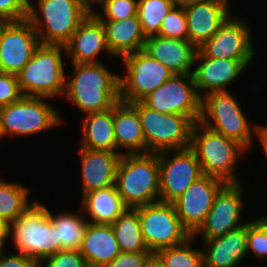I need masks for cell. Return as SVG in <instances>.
Segmentation results:
<instances>
[{
    "mask_svg": "<svg viewBox=\"0 0 267 267\" xmlns=\"http://www.w3.org/2000/svg\"><path fill=\"white\" fill-rule=\"evenodd\" d=\"M190 148L195 152L203 174L217 177L226 183H240L234 166L238 157L247 150L237 141L198 121L192 128Z\"/></svg>",
    "mask_w": 267,
    "mask_h": 267,
    "instance_id": "5b68a950",
    "label": "cell"
},
{
    "mask_svg": "<svg viewBox=\"0 0 267 267\" xmlns=\"http://www.w3.org/2000/svg\"><path fill=\"white\" fill-rule=\"evenodd\" d=\"M38 267H88V265L80 251L62 250L43 259Z\"/></svg>",
    "mask_w": 267,
    "mask_h": 267,
    "instance_id": "8d00e7d4",
    "label": "cell"
},
{
    "mask_svg": "<svg viewBox=\"0 0 267 267\" xmlns=\"http://www.w3.org/2000/svg\"><path fill=\"white\" fill-rule=\"evenodd\" d=\"M188 24V41L200 48L231 15L228 0H190L182 3Z\"/></svg>",
    "mask_w": 267,
    "mask_h": 267,
    "instance_id": "ac0fdd59",
    "label": "cell"
},
{
    "mask_svg": "<svg viewBox=\"0 0 267 267\" xmlns=\"http://www.w3.org/2000/svg\"><path fill=\"white\" fill-rule=\"evenodd\" d=\"M121 60L127 72L123 78H119L120 100L127 103L141 101L174 75L143 49Z\"/></svg>",
    "mask_w": 267,
    "mask_h": 267,
    "instance_id": "8fae6325",
    "label": "cell"
},
{
    "mask_svg": "<svg viewBox=\"0 0 267 267\" xmlns=\"http://www.w3.org/2000/svg\"><path fill=\"white\" fill-rule=\"evenodd\" d=\"M254 134H256L255 136H257V139L259 140L263 148V152L267 158V126L255 124Z\"/></svg>",
    "mask_w": 267,
    "mask_h": 267,
    "instance_id": "b9f144b4",
    "label": "cell"
},
{
    "mask_svg": "<svg viewBox=\"0 0 267 267\" xmlns=\"http://www.w3.org/2000/svg\"><path fill=\"white\" fill-rule=\"evenodd\" d=\"M192 238L178 246L162 249L155 255L165 267H204L203 250L192 249Z\"/></svg>",
    "mask_w": 267,
    "mask_h": 267,
    "instance_id": "d6a6232c",
    "label": "cell"
},
{
    "mask_svg": "<svg viewBox=\"0 0 267 267\" xmlns=\"http://www.w3.org/2000/svg\"><path fill=\"white\" fill-rule=\"evenodd\" d=\"M80 253L88 267H104L110 263L120 253L111 225L89 222Z\"/></svg>",
    "mask_w": 267,
    "mask_h": 267,
    "instance_id": "484cf974",
    "label": "cell"
},
{
    "mask_svg": "<svg viewBox=\"0 0 267 267\" xmlns=\"http://www.w3.org/2000/svg\"><path fill=\"white\" fill-rule=\"evenodd\" d=\"M143 50L173 74H193L191 69L195 64L198 48L188 40L149 36Z\"/></svg>",
    "mask_w": 267,
    "mask_h": 267,
    "instance_id": "44dd1931",
    "label": "cell"
},
{
    "mask_svg": "<svg viewBox=\"0 0 267 267\" xmlns=\"http://www.w3.org/2000/svg\"><path fill=\"white\" fill-rule=\"evenodd\" d=\"M242 193L241 182L226 183L216 194L204 223L192 237L202 234L203 239H212L242 226Z\"/></svg>",
    "mask_w": 267,
    "mask_h": 267,
    "instance_id": "e0dca14e",
    "label": "cell"
},
{
    "mask_svg": "<svg viewBox=\"0 0 267 267\" xmlns=\"http://www.w3.org/2000/svg\"><path fill=\"white\" fill-rule=\"evenodd\" d=\"M83 193L115 184L116 170L123 153L80 148Z\"/></svg>",
    "mask_w": 267,
    "mask_h": 267,
    "instance_id": "7402d4cb",
    "label": "cell"
},
{
    "mask_svg": "<svg viewBox=\"0 0 267 267\" xmlns=\"http://www.w3.org/2000/svg\"><path fill=\"white\" fill-rule=\"evenodd\" d=\"M49 219L57 229L58 241L62 250L80 251L82 241L89 224L88 220L77 213L52 215L48 209ZM87 221V222H86Z\"/></svg>",
    "mask_w": 267,
    "mask_h": 267,
    "instance_id": "f546056e",
    "label": "cell"
},
{
    "mask_svg": "<svg viewBox=\"0 0 267 267\" xmlns=\"http://www.w3.org/2000/svg\"><path fill=\"white\" fill-rule=\"evenodd\" d=\"M136 108L146 143V153L180 150L191 145L194 122L185 115L167 114L146 107L141 101L131 102Z\"/></svg>",
    "mask_w": 267,
    "mask_h": 267,
    "instance_id": "52a82bcc",
    "label": "cell"
},
{
    "mask_svg": "<svg viewBox=\"0 0 267 267\" xmlns=\"http://www.w3.org/2000/svg\"><path fill=\"white\" fill-rule=\"evenodd\" d=\"M250 34L246 22L230 15L198 49L208 58L238 60L247 67L256 54Z\"/></svg>",
    "mask_w": 267,
    "mask_h": 267,
    "instance_id": "9a60e30c",
    "label": "cell"
},
{
    "mask_svg": "<svg viewBox=\"0 0 267 267\" xmlns=\"http://www.w3.org/2000/svg\"><path fill=\"white\" fill-rule=\"evenodd\" d=\"M3 246H4V245L0 242V254L3 253V252H2Z\"/></svg>",
    "mask_w": 267,
    "mask_h": 267,
    "instance_id": "c3c4849f",
    "label": "cell"
},
{
    "mask_svg": "<svg viewBox=\"0 0 267 267\" xmlns=\"http://www.w3.org/2000/svg\"><path fill=\"white\" fill-rule=\"evenodd\" d=\"M176 4V0H138L137 15L146 38L158 35L164 17Z\"/></svg>",
    "mask_w": 267,
    "mask_h": 267,
    "instance_id": "1f68e13d",
    "label": "cell"
},
{
    "mask_svg": "<svg viewBox=\"0 0 267 267\" xmlns=\"http://www.w3.org/2000/svg\"><path fill=\"white\" fill-rule=\"evenodd\" d=\"M65 47L66 55L71 56L73 64L100 63L96 56L101 51L112 55L107 45L104 26L92 11L81 22Z\"/></svg>",
    "mask_w": 267,
    "mask_h": 267,
    "instance_id": "d6986e66",
    "label": "cell"
},
{
    "mask_svg": "<svg viewBox=\"0 0 267 267\" xmlns=\"http://www.w3.org/2000/svg\"><path fill=\"white\" fill-rule=\"evenodd\" d=\"M175 151L170 159L168 150L159 152L160 202L173 203L203 175L200 162L190 147Z\"/></svg>",
    "mask_w": 267,
    "mask_h": 267,
    "instance_id": "4fadbf2b",
    "label": "cell"
},
{
    "mask_svg": "<svg viewBox=\"0 0 267 267\" xmlns=\"http://www.w3.org/2000/svg\"><path fill=\"white\" fill-rule=\"evenodd\" d=\"M152 255L151 252H120L104 267H145Z\"/></svg>",
    "mask_w": 267,
    "mask_h": 267,
    "instance_id": "ab89813d",
    "label": "cell"
},
{
    "mask_svg": "<svg viewBox=\"0 0 267 267\" xmlns=\"http://www.w3.org/2000/svg\"><path fill=\"white\" fill-rule=\"evenodd\" d=\"M258 220L265 226V228L267 229V217H259Z\"/></svg>",
    "mask_w": 267,
    "mask_h": 267,
    "instance_id": "f6af8a7d",
    "label": "cell"
},
{
    "mask_svg": "<svg viewBox=\"0 0 267 267\" xmlns=\"http://www.w3.org/2000/svg\"><path fill=\"white\" fill-rule=\"evenodd\" d=\"M81 147L118 152L114 133V106L103 112L86 114Z\"/></svg>",
    "mask_w": 267,
    "mask_h": 267,
    "instance_id": "83f0119b",
    "label": "cell"
},
{
    "mask_svg": "<svg viewBox=\"0 0 267 267\" xmlns=\"http://www.w3.org/2000/svg\"><path fill=\"white\" fill-rule=\"evenodd\" d=\"M22 96L17 75L0 72V108L8 106Z\"/></svg>",
    "mask_w": 267,
    "mask_h": 267,
    "instance_id": "74e56055",
    "label": "cell"
},
{
    "mask_svg": "<svg viewBox=\"0 0 267 267\" xmlns=\"http://www.w3.org/2000/svg\"><path fill=\"white\" fill-rule=\"evenodd\" d=\"M106 34L108 48L113 56L120 59L143 49L144 35L139 17L133 16L122 20H101Z\"/></svg>",
    "mask_w": 267,
    "mask_h": 267,
    "instance_id": "cb8c5ba5",
    "label": "cell"
},
{
    "mask_svg": "<svg viewBox=\"0 0 267 267\" xmlns=\"http://www.w3.org/2000/svg\"><path fill=\"white\" fill-rule=\"evenodd\" d=\"M62 52L63 45L41 44L27 65L18 73V82L23 96L45 97L64 95L66 76Z\"/></svg>",
    "mask_w": 267,
    "mask_h": 267,
    "instance_id": "8992f818",
    "label": "cell"
},
{
    "mask_svg": "<svg viewBox=\"0 0 267 267\" xmlns=\"http://www.w3.org/2000/svg\"><path fill=\"white\" fill-rule=\"evenodd\" d=\"M250 250L258 259L267 257V229L258 219L247 222V253Z\"/></svg>",
    "mask_w": 267,
    "mask_h": 267,
    "instance_id": "d590c367",
    "label": "cell"
},
{
    "mask_svg": "<svg viewBox=\"0 0 267 267\" xmlns=\"http://www.w3.org/2000/svg\"><path fill=\"white\" fill-rule=\"evenodd\" d=\"M201 61L193 70L195 86L199 95L212 92L228 91L226 88L245 70V66L238 60L215 59L206 57L199 49L195 56V64Z\"/></svg>",
    "mask_w": 267,
    "mask_h": 267,
    "instance_id": "ffe728a7",
    "label": "cell"
},
{
    "mask_svg": "<svg viewBox=\"0 0 267 267\" xmlns=\"http://www.w3.org/2000/svg\"><path fill=\"white\" fill-rule=\"evenodd\" d=\"M204 267H235L247 254V223L212 239H202Z\"/></svg>",
    "mask_w": 267,
    "mask_h": 267,
    "instance_id": "603a6c76",
    "label": "cell"
},
{
    "mask_svg": "<svg viewBox=\"0 0 267 267\" xmlns=\"http://www.w3.org/2000/svg\"><path fill=\"white\" fill-rule=\"evenodd\" d=\"M115 185L128 208L158 202L159 153L122 154Z\"/></svg>",
    "mask_w": 267,
    "mask_h": 267,
    "instance_id": "3957f363",
    "label": "cell"
},
{
    "mask_svg": "<svg viewBox=\"0 0 267 267\" xmlns=\"http://www.w3.org/2000/svg\"><path fill=\"white\" fill-rule=\"evenodd\" d=\"M36 2L39 14L32 3H29L28 20L43 45L65 46L93 8L84 0H37Z\"/></svg>",
    "mask_w": 267,
    "mask_h": 267,
    "instance_id": "7a4b0ae2",
    "label": "cell"
},
{
    "mask_svg": "<svg viewBox=\"0 0 267 267\" xmlns=\"http://www.w3.org/2000/svg\"><path fill=\"white\" fill-rule=\"evenodd\" d=\"M40 45L28 19L3 22L0 27V72L18 75Z\"/></svg>",
    "mask_w": 267,
    "mask_h": 267,
    "instance_id": "5bb4252c",
    "label": "cell"
},
{
    "mask_svg": "<svg viewBox=\"0 0 267 267\" xmlns=\"http://www.w3.org/2000/svg\"><path fill=\"white\" fill-rule=\"evenodd\" d=\"M145 267H165L161 260L153 254L147 261Z\"/></svg>",
    "mask_w": 267,
    "mask_h": 267,
    "instance_id": "ee69618b",
    "label": "cell"
},
{
    "mask_svg": "<svg viewBox=\"0 0 267 267\" xmlns=\"http://www.w3.org/2000/svg\"><path fill=\"white\" fill-rule=\"evenodd\" d=\"M111 227L120 252H150L141 232L139 207L127 208Z\"/></svg>",
    "mask_w": 267,
    "mask_h": 267,
    "instance_id": "f1b7e54d",
    "label": "cell"
},
{
    "mask_svg": "<svg viewBox=\"0 0 267 267\" xmlns=\"http://www.w3.org/2000/svg\"><path fill=\"white\" fill-rule=\"evenodd\" d=\"M81 211L93 224L111 225L128 207L123 203L116 185L92 190L82 196Z\"/></svg>",
    "mask_w": 267,
    "mask_h": 267,
    "instance_id": "4316f807",
    "label": "cell"
},
{
    "mask_svg": "<svg viewBox=\"0 0 267 267\" xmlns=\"http://www.w3.org/2000/svg\"><path fill=\"white\" fill-rule=\"evenodd\" d=\"M103 12H92L100 20H122L137 16L138 0H98Z\"/></svg>",
    "mask_w": 267,
    "mask_h": 267,
    "instance_id": "e575fe53",
    "label": "cell"
},
{
    "mask_svg": "<svg viewBox=\"0 0 267 267\" xmlns=\"http://www.w3.org/2000/svg\"><path fill=\"white\" fill-rule=\"evenodd\" d=\"M45 102V97L22 96L0 108V135H33L54 126L62 119L56 109ZM13 135V136H12Z\"/></svg>",
    "mask_w": 267,
    "mask_h": 267,
    "instance_id": "9c48e42d",
    "label": "cell"
},
{
    "mask_svg": "<svg viewBox=\"0 0 267 267\" xmlns=\"http://www.w3.org/2000/svg\"><path fill=\"white\" fill-rule=\"evenodd\" d=\"M10 236L15 249L32 258L37 264L62 251L57 229L49 219L48 208L39 202L10 222Z\"/></svg>",
    "mask_w": 267,
    "mask_h": 267,
    "instance_id": "277c9868",
    "label": "cell"
},
{
    "mask_svg": "<svg viewBox=\"0 0 267 267\" xmlns=\"http://www.w3.org/2000/svg\"><path fill=\"white\" fill-rule=\"evenodd\" d=\"M158 36L188 40V24L183 4L177 3L164 17Z\"/></svg>",
    "mask_w": 267,
    "mask_h": 267,
    "instance_id": "836d02e7",
    "label": "cell"
},
{
    "mask_svg": "<svg viewBox=\"0 0 267 267\" xmlns=\"http://www.w3.org/2000/svg\"><path fill=\"white\" fill-rule=\"evenodd\" d=\"M201 98L199 122L223 136L237 141L248 150L247 148L253 144L254 126L251 127L231 92H212L201 95Z\"/></svg>",
    "mask_w": 267,
    "mask_h": 267,
    "instance_id": "ba28073f",
    "label": "cell"
},
{
    "mask_svg": "<svg viewBox=\"0 0 267 267\" xmlns=\"http://www.w3.org/2000/svg\"><path fill=\"white\" fill-rule=\"evenodd\" d=\"M225 181L203 174L173 202L182 226L192 236L204 223L214 199Z\"/></svg>",
    "mask_w": 267,
    "mask_h": 267,
    "instance_id": "2e32d148",
    "label": "cell"
},
{
    "mask_svg": "<svg viewBox=\"0 0 267 267\" xmlns=\"http://www.w3.org/2000/svg\"><path fill=\"white\" fill-rule=\"evenodd\" d=\"M143 240L152 254L184 243L190 233L182 226L173 203L155 202L139 206Z\"/></svg>",
    "mask_w": 267,
    "mask_h": 267,
    "instance_id": "30bf717a",
    "label": "cell"
},
{
    "mask_svg": "<svg viewBox=\"0 0 267 267\" xmlns=\"http://www.w3.org/2000/svg\"><path fill=\"white\" fill-rule=\"evenodd\" d=\"M0 267H38V264L27 255L16 253L13 255L0 254Z\"/></svg>",
    "mask_w": 267,
    "mask_h": 267,
    "instance_id": "60d3db41",
    "label": "cell"
},
{
    "mask_svg": "<svg viewBox=\"0 0 267 267\" xmlns=\"http://www.w3.org/2000/svg\"><path fill=\"white\" fill-rule=\"evenodd\" d=\"M141 102L154 111L185 115L194 123L200 120L202 98L193 74H174Z\"/></svg>",
    "mask_w": 267,
    "mask_h": 267,
    "instance_id": "7c38bea8",
    "label": "cell"
},
{
    "mask_svg": "<svg viewBox=\"0 0 267 267\" xmlns=\"http://www.w3.org/2000/svg\"><path fill=\"white\" fill-rule=\"evenodd\" d=\"M3 22H4V21L0 19V27L2 26Z\"/></svg>",
    "mask_w": 267,
    "mask_h": 267,
    "instance_id": "681fc988",
    "label": "cell"
},
{
    "mask_svg": "<svg viewBox=\"0 0 267 267\" xmlns=\"http://www.w3.org/2000/svg\"><path fill=\"white\" fill-rule=\"evenodd\" d=\"M88 5L92 7V2H97L98 0H84Z\"/></svg>",
    "mask_w": 267,
    "mask_h": 267,
    "instance_id": "bcb514c9",
    "label": "cell"
},
{
    "mask_svg": "<svg viewBox=\"0 0 267 267\" xmlns=\"http://www.w3.org/2000/svg\"><path fill=\"white\" fill-rule=\"evenodd\" d=\"M9 225L10 222H8L4 217L0 216V242L4 245L6 240L9 237Z\"/></svg>",
    "mask_w": 267,
    "mask_h": 267,
    "instance_id": "7bdbcfd3",
    "label": "cell"
},
{
    "mask_svg": "<svg viewBox=\"0 0 267 267\" xmlns=\"http://www.w3.org/2000/svg\"><path fill=\"white\" fill-rule=\"evenodd\" d=\"M29 189L0 178V216L8 222L25 213L36 202L29 201Z\"/></svg>",
    "mask_w": 267,
    "mask_h": 267,
    "instance_id": "4dcf8cb0",
    "label": "cell"
},
{
    "mask_svg": "<svg viewBox=\"0 0 267 267\" xmlns=\"http://www.w3.org/2000/svg\"><path fill=\"white\" fill-rule=\"evenodd\" d=\"M72 65L74 76L66 80L64 94L84 114L106 111L120 100V76L102 62Z\"/></svg>",
    "mask_w": 267,
    "mask_h": 267,
    "instance_id": "6da1fadb",
    "label": "cell"
},
{
    "mask_svg": "<svg viewBox=\"0 0 267 267\" xmlns=\"http://www.w3.org/2000/svg\"><path fill=\"white\" fill-rule=\"evenodd\" d=\"M187 1H190V0H176V2H177V3H180V4H182V3H184V2H187Z\"/></svg>",
    "mask_w": 267,
    "mask_h": 267,
    "instance_id": "7dc6e473",
    "label": "cell"
},
{
    "mask_svg": "<svg viewBox=\"0 0 267 267\" xmlns=\"http://www.w3.org/2000/svg\"><path fill=\"white\" fill-rule=\"evenodd\" d=\"M114 133L117 149H126L123 154H146V143L136 108L119 100L114 104Z\"/></svg>",
    "mask_w": 267,
    "mask_h": 267,
    "instance_id": "d4e9b609",
    "label": "cell"
},
{
    "mask_svg": "<svg viewBox=\"0 0 267 267\" xmlns=\"http://www.w3.org/2000/svg\"><path fill=\"white\" fill-rule=\"evenodd\" d=\"M30 0H0V19L4 22L28 19Z\"/></svg>",
    "mask_w": 267,
    "mask_h": 267,
    "instance_id": "f35d334b",
    "label": "cell"
}]
</instances>
